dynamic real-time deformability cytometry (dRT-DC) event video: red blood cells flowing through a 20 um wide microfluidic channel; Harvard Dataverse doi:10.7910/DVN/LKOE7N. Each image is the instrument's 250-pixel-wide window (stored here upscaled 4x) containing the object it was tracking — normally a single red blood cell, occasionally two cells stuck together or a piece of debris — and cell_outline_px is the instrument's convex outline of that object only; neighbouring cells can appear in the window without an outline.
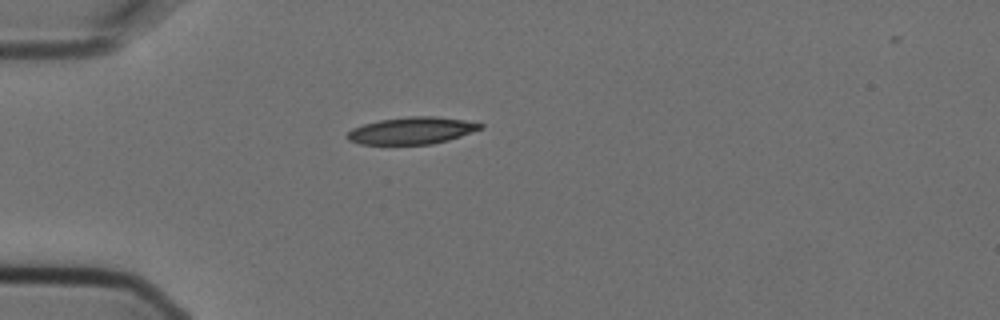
{"species": "Egyptian fruit bat (a non-hibernating species)", "species_latin": "Rousettus aegyptiacus", "temperature_condition": "cold", "stored_images_in_passage": 2, "camera_frame_rate_fps": 3000, "um_per_image_px": 0.085, "animal": {"sex": "female"}, "frame": {"image": 1, "passage_image": 1, "time_ms": 0.0, "image_size_px": [1000, 320], "cell_outline_px": [[484, 128], [448, 140], [432, 144], [360, 144], [348, 140], [344, 136], [352, 128], [364, 124], [380, 120], [408, 116], [436, 116], [464, 120], [484, 124]], "centroid_in_image_um": [35.0, 11.1], "position_along_channel_um": 50.0, "area_um2": 20.98}}